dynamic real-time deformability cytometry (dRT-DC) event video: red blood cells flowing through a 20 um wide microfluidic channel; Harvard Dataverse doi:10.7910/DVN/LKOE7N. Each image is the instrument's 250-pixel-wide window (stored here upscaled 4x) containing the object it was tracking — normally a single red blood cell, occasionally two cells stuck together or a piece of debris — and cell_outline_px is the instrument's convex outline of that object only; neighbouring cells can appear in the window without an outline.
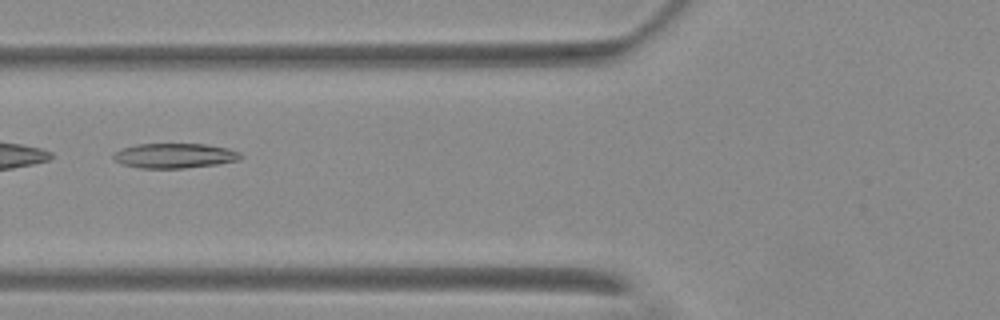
{"species": "Egyptian fruit bat (a non-hibernating species)", "species_latin": "Rousettus aegyptiacus", "temperature_condition": "warm", "stored_images_in_passage": 5, "camera_frame_rate_fps": 3000, "um_per_image_px": 0.085, "animal": {"sex": "female"}, "frame": {"image": 1, "passage_image": 4, "time_ms": 3.333, "image_size_px": [1000, 320], "cell_outline_px": [[244, 156], [240, 160], [216, 164], [184, 168], [140, 168], [124, 164], [116, 160], [112, 156], [116, 152], [124, 148], [136, 144], [204, 144], [224, 148], [240, 152]], "centroid_in_image_um": [14.87, 13.23], "position_along_channel_um": 110.9, "area_um2": 18.15}}
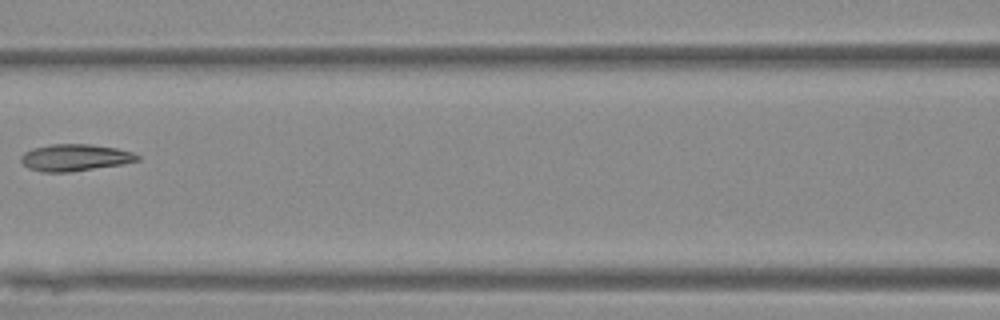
{"frame": {"image": 2, "passage_image": 5, "time_ms": 4.667, "image_size_px": [1000, 320], "cell_outline_px": [[140, 160], [124, 164], [68, 172], [40, 172], [28, 168], [20, 160], [20, 156], [24, 152], [32, 148], [52, 144], [88, 144], [116, 148], [132, 152], [140, 156]], "centroid_in_image_um": [6.36, 13.4], "position_along_channel_um": 160.2, "area_um2": 18.26}}